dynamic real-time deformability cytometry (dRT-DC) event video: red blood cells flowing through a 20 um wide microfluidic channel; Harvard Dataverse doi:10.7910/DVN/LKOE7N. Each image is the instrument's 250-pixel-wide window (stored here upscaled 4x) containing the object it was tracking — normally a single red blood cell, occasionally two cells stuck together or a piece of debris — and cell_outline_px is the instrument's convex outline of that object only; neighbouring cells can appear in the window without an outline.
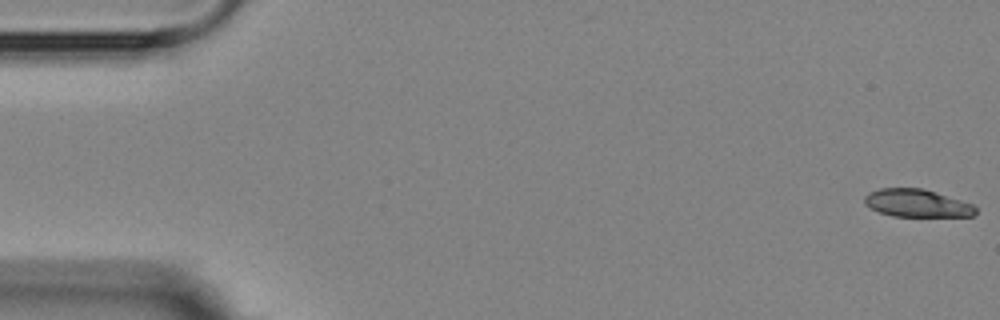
{"species": "Egyptian fruit bat (a non-hibernating species)", "species_latin": "Rousettus aegyptiacus", "temperature_condition": "room temperature", "stored_images_in_passage": 7, "camera_frame_rate_fps": 3000, "um_per_image_px": 0.085, "animal": {"sex": "female"}, "frame": {"image": 1, "passage_image": 1, "time_ms": 0.0, "image_size_px": [1000, 320], "cell_outline_px": [[976, 212], [972, 216], [892, 216], [868, 208], [864, 204], [864, 196], [868, 192], [880, 188], [924, 188], [972, 204], [976, 208]], "centroid_in_image_um": [77.88, 17.26], "position_along_channel_um": 7.1, "area_um2": 17.98}}
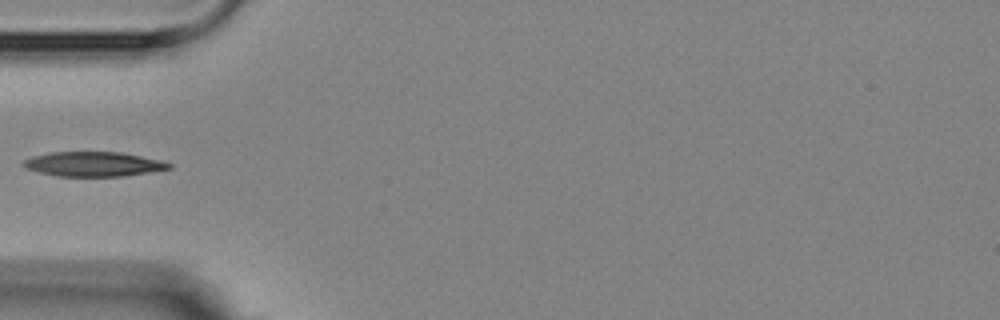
{"frame": {"image": 2, "passage_image": 6, "time_ms": 5.667, "image_size_px": [1000, 320], "cell_outline_px": [[172, 168], [124, 176], [56, 176], [24, 168], [20, 164], [24, 160], [32, 156], [48, 152], [120, 152], [160, 160], [172, 164]], "centroid_in_image_um": [7.89, 13.94], "position_along_channel_um": 77.1, "area_um2": 20.87}}
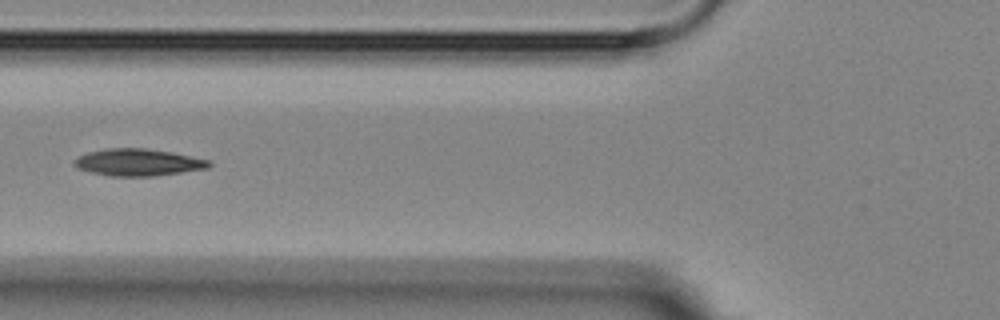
{"frame": {"image": 3, "passage_image": 7, "time_ms": 6.667, "image_size_px": [1000, 320], "cell_outline_px": [[212, 164], [208, 168], [152, 176], [108, 176], [76, 168], [72, 164], [72, 160], [76, 156], [88, 152], [104, 148], [144, 148], [172, 152], [212, 160]], "centroid_in_image_um": [11.7, 13.79], "position_along_channel_um": 114.1, "area_um2": 21.44}}